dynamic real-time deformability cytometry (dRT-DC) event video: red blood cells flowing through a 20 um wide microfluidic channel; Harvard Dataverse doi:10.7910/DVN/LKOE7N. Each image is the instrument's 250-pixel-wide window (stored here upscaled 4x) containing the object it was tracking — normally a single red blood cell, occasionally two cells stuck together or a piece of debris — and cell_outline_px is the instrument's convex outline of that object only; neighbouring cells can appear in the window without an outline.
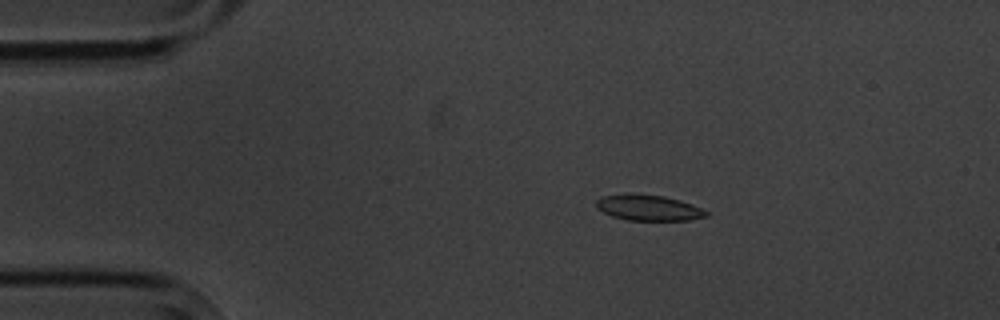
{"species": "common noctule bat (a hibernating species)", "species_latin": "Nyctalus noctula", "temperature_condition": "cold", "stored_images_in_passage": 8, "camera_frame_rate_fps": 3000, "um_per_image_px": 0.085, "animal": {"sex": "male", "body_mass_g": 20.1, "forearm_length_mm": 53.5}, "frame": {"image": 1, "passage_image": 3, "time_ms": 2.333, "image_size_px": [1000, 320], "cell_outline_px": [[708, 216], [688, 220], [628, 220], [612, 216], [596, 208], [596, 200], [600, 196], [628, 192], [664, 196], [680, 200], [692, 204], [708, 212]], "centroid_in_image_um": [55.07, 17.63], "position_along_channel_um": 29.9, "area_um2": 16.7}}
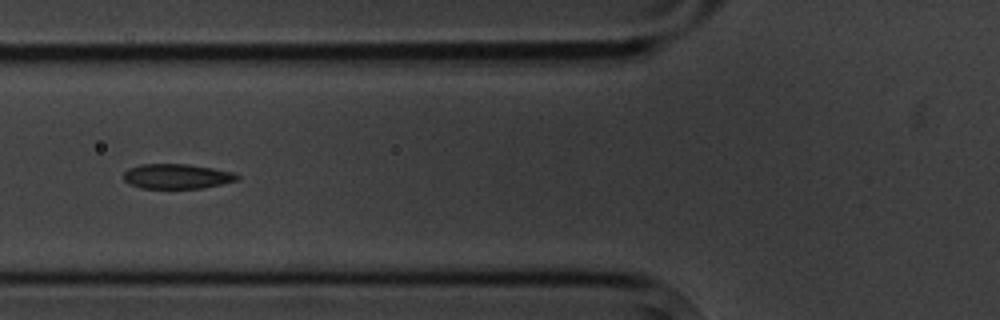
{"frame": {"image": 2, "passage_image": 6, "time_ms": 6.0, "image_size_px": [1000, 320], "cell_outline_px": [[240, 180], [204, 188], [140, 188], [124, 180], [124, 172], [128, 168], [140, 164], [188, 164], [236, 172], [240, 176]], "centroid_in_image_um": [15.09, 14.98], "position_along_channel_um": 110.7, "area_um2": 16.59}}
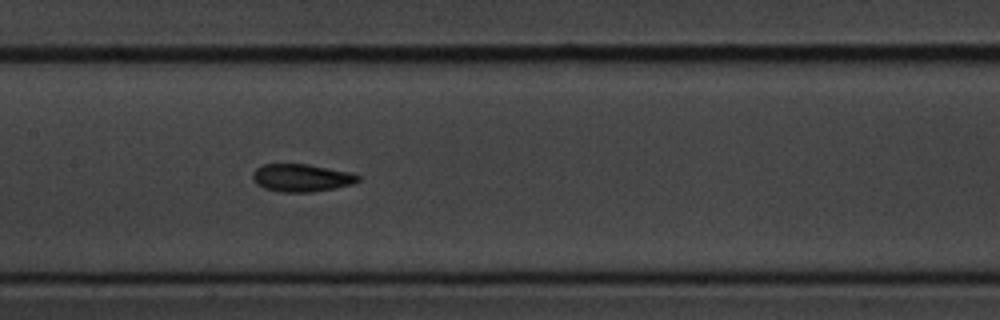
{"frame": {"image": 3, "passage_image": 8, "time_ms": 8.0, "image_size_px": [1000, 320], "cell_outline_px": [[360, 180], [352, 184], [312, 192], [280, 192], [264, 188], [256, 184], [252, 180], [252, 172], [256, 168], [264, 164], [308, 164], [348, 172], [360, 176]], "centroid_in_image_um": [25.57, 15.11], "position_along_channel_um": 181.8, "area_um2": 16.94}}